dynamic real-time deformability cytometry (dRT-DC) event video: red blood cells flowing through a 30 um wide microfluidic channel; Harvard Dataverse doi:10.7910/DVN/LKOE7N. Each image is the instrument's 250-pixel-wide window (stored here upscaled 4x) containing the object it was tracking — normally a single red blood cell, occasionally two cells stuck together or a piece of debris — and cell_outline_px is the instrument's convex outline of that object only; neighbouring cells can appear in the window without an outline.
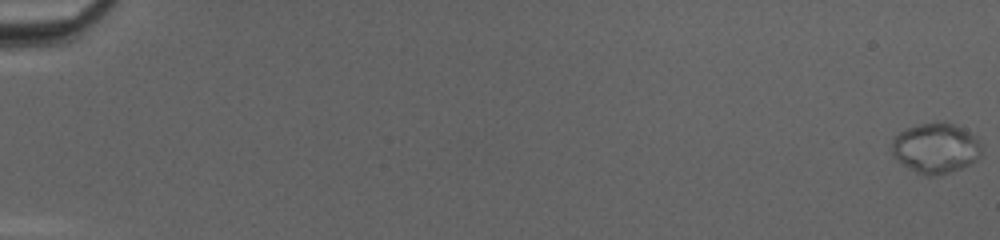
{"species": "common noctule bat (a hibernating species)", "species_latin": "Nyctalus noctula", "temperature_condition": "cold", "stored_images_in_passage": 52, "camera_frame_rate_fps": 3000, "um_per_image_px": 0.085, "animal": {"sex": "female", "body_mass_g": 20.0, "forearm_length_mm": 54.0}, "frame": {"image": 1, "passage_image": 1, "time_ms": 0.0, "image_size_px": [1000, 240], "cell_outline_px": [[980, 156], [976, 160], [960, 168], [948, 172], [932, 176], [924, 176], [916, 172], [896, 160], [892, 152], [892, 140], [900, 132], [908, 128], [920, 124], [944, 120], [964, 128], [976, 136], [980, 144]], "centroid_in_image_um": [79.53, 12.57], "position_along_channel_um": 5.5, "area_um2": 26.24}}
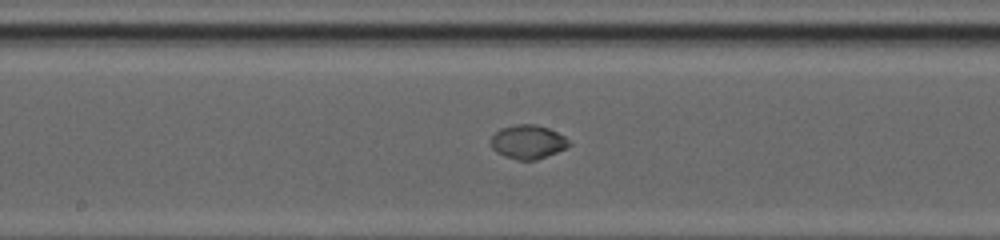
{"frame": {"image": 2, "passage_image": 30, "time_ms": 9.667, "image_size_px": [1000, 240], "cell_outline_px": [[572, 144], [568, 148], [536, 160], [520, 160], [504, 156], [496, 152], [492, 148], [492, 136], [500, 128], [516, 124], [536, 124], [548, 128], [564, 136]], "centroid_in_image_um": [44.89, 12.06], "position_along_channel_um": 203.3, "area_um2": 15.43}}
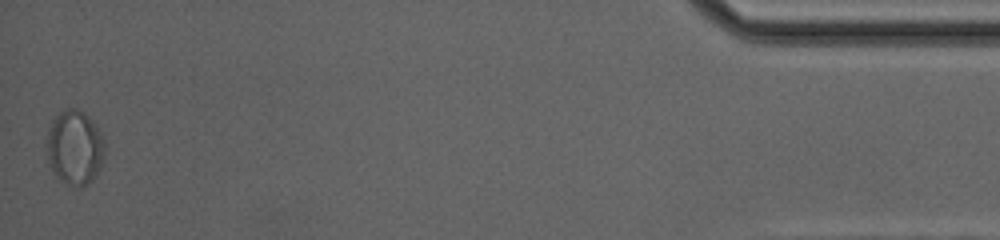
{"frame": {"image": 3, "passage_image": 52, "time_ms": 17.0, "image_size_px": [1000, 240], "cell_outline_px": [[104, 156], [100, 168], [92, 180], [88, 184], [80, 188], [72, 188], [60, 180], [52, 172], [44, 148], [48, 132], [52, 120], [64, 108], [76, 108], [84, 112], [92, 120], [100, 132], [104, 140]], "centroid_in_image_um": [6.32, 12.57], "position_along_channel_um": 428.9, "area_um2": 25.78}}